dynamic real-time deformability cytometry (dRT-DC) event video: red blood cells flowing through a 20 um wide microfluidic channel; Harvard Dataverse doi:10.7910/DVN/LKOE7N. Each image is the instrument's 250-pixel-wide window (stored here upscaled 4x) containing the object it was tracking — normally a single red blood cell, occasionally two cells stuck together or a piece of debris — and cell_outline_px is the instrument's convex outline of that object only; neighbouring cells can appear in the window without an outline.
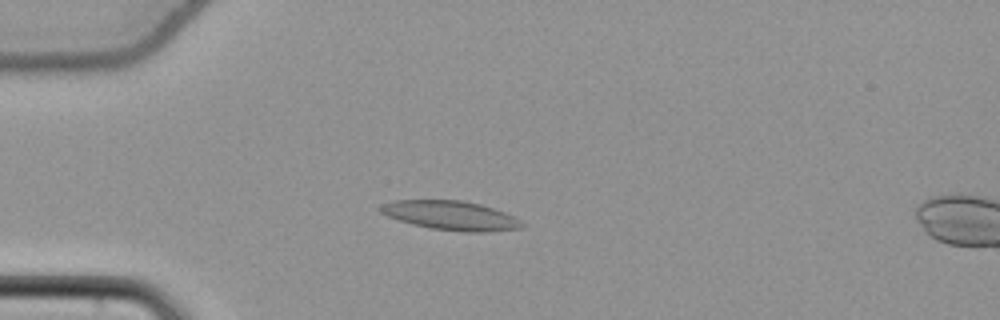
{"species": "common noctule bat (a hibernating species)", "species_latin": "Nyctalus noctula", "temperature_condition": "cold", "stored_images_in_passage": 19, "camera_frame_rate_fps": 3000, "um_per_image_px": 0.085, "animal": {"sex": "female", "body_mass_g": 22.7, "forearm_length_mm": 54.2}, "frame": {"image": 1, "passage_image": 16, "time_ms": 5.0, "image_size_px": [1000, 320], "cell_outline_px": [[524, 224], [520, 228], [484, 232], [464, 232], [432, 228], [412, 224], [388, 216], [380, 212], [376, 208], [392, 200], [464, 200], [480, 204], [504, 212], [520, 220]], "centroid_in_image_um": [38.29, 18.31], "position_along_channel_um": 46.7, "area_um2": 23.87}}